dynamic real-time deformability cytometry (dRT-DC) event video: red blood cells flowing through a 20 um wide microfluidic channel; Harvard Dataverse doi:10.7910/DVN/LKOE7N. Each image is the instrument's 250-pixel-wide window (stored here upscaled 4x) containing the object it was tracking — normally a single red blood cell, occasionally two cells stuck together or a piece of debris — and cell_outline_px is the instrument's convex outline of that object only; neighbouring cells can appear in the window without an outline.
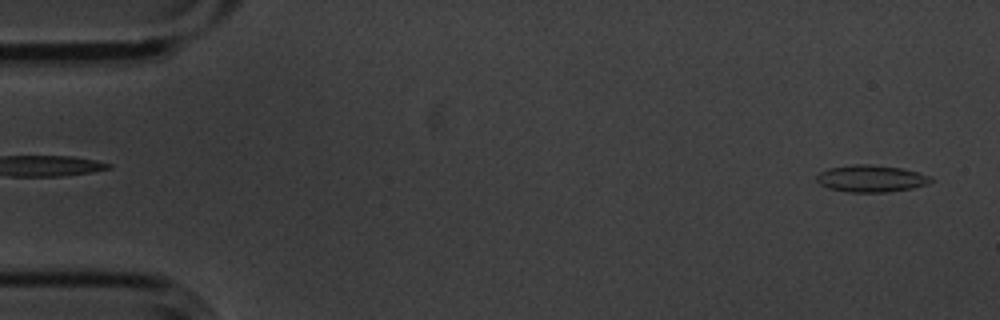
{"species": "common noctule bat (a hibernating species)", "species_latin": "Nyctalus noctula", "temperature_condition": "cold", "stored_images_in_passage": 5, "segment_of_instrument_passage": [2, 2], "camera_frame_rate_fps": 3000, "um_per_image_px": 0.085, "animal": {"sex": "male", "body_mass_g": 20.1, "forearm_length_mm": 53.5}, "frame": {"image": 1, "passage_image": 5, "time_ms": 1.333, "image_size_px": [1000, 320], "cell_outline_px": [[936, 180], [928, 184], [912, 188], [888, 192], [844, 192], [828, 188], [820, 184], [816, 180], [816, 176], [820, 172], [828, 168], [852, 164], [868, 164], [900, 168], [916, 172], [928, 176]], "centroid_in_image_um": [74.01, 15.18], "position_along_channel_um": 11.0, "area_um2": 17.98}}